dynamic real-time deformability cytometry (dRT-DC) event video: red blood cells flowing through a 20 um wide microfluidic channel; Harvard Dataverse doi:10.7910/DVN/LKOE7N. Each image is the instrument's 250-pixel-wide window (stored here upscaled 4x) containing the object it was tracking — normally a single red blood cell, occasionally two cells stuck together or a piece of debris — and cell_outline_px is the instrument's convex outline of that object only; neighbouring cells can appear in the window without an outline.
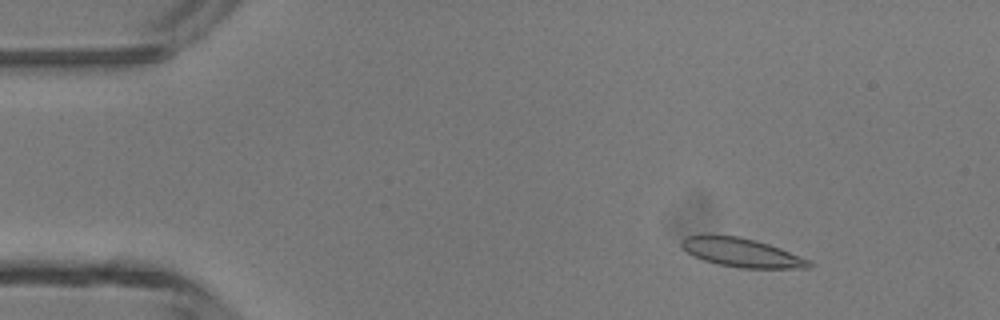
{"species": "common noctule bat (a hibernating species)", "species_latin": "Nyctalus noctula", "temperature_condition": "room temperature", "stored_images_in_passage": 4, "camera_frame_rate_fps": 3000, "um_per_image_px": 0.085, "animal": {"sex": "male", "body_mass_g": 13.3}, "frame": {"image": 1, "passage_image": 2, "time_ms": 1.333, "image_size_px": [1000, 320], "cell_outline_px": [[812, 268], [740, 268], [716, 264], [692, 256], [680, 244], [680, 240], [684, 236], [740, 236], [756, 240], [780, 248], [812, 260]], "centroid_in_image_um": [63.08, 21.49], "position_along_channel_um": 21.9, "area_um2": 21.39}}